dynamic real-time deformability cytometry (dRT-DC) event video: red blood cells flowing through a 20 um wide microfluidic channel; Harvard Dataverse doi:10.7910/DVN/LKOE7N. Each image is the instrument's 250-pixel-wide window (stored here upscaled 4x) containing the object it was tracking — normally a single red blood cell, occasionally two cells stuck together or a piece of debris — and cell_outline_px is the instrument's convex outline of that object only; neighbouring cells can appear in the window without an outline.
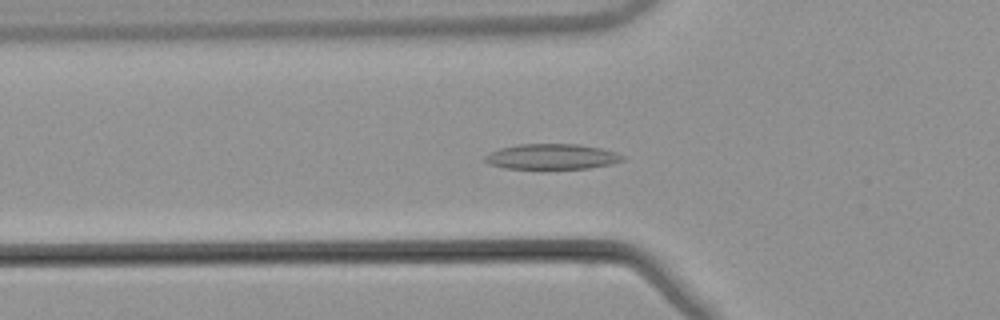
{"species": "common noctule bat (a hibernating species)", "species_latin": "Nyctalus noctula", "temperature_condition": "warm", "stored_images_in_passage": 55, "camera_frame_rate_fps": 3000, "um_per_image_px": 0.085, "animal": {"sex": "male", "body_mass_g": 21.5, "forearm_length_mm": 52.0}, "frame": {"image": 1, "passage_image": 20, "time_ms": 6.333, "image_size_px": [1000, 320], "cell_outline_px": [[624, 160], [612, 164], [588, 168], [504, 168], [488, 164], [484, 160], [484, 156], [488, 152], [500, 148], [520, 144], [580, 144], [600, 148], [616, 152], [624, 156]], "centroid_in_image_um": [46.89, 13.3], "position_along_channel_um": 78.9, "area_um2": 20.35}}
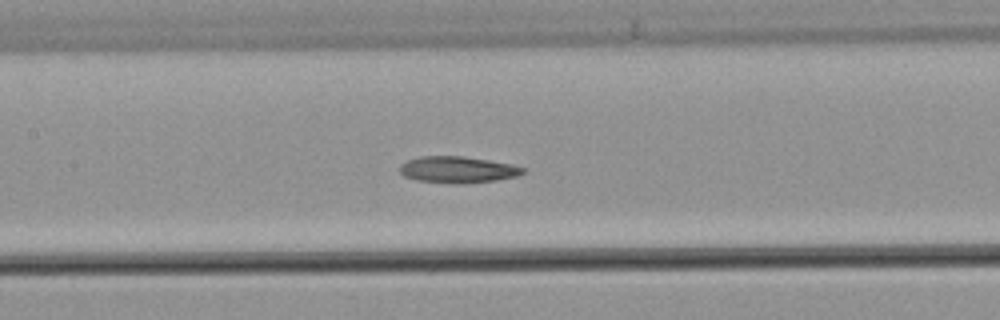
{"frame": {"image": 2, "passage_image": 27, "time_ms": 8.667, "image_size_px": [1000, 320], "cell_outline_px": [[528, 168], [524, 172], [516, 176], [496, 180], [416, 180], [404, 176], [400, 172], [400, 164], [408, 160], [420, 156], [464, 156], [512, 164]], "centroid_in_image_um": [38.92, 14.35], "position_along_channel_um": 168.5, "area_um2": 17.86}}
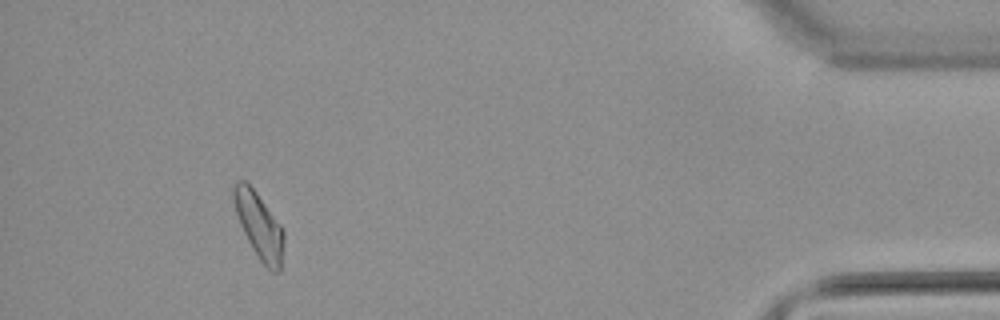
{"frame": {"image": 3, "passage_image": 51, "time_ms": 16.667, "image_size_px": [1000, 320], "cell_outline_px": [[284, 240], [280, 272], [272, 272], [260, 260], [252, 248], [240, 224], [236, 212], [232, 196], [232, 184], [236, 180], [244, 180], [256, 192], [284, 228]], "centroid_in_image_um": [22.02, 19.15], "position_along_channel_um": 413.2, "area_um2": 19.25}, "authors_computed_cell_mechanics": {"area_um2": 19.4208, "velocity_mm_per_s": 3.8306, "shape_relaxation_time_tau1_ms": null, "shape_relaxation_time_tau2_ms": 7.2314, "deformation_change_tau1": null, "deformation_change_tau2": 0.1616}}